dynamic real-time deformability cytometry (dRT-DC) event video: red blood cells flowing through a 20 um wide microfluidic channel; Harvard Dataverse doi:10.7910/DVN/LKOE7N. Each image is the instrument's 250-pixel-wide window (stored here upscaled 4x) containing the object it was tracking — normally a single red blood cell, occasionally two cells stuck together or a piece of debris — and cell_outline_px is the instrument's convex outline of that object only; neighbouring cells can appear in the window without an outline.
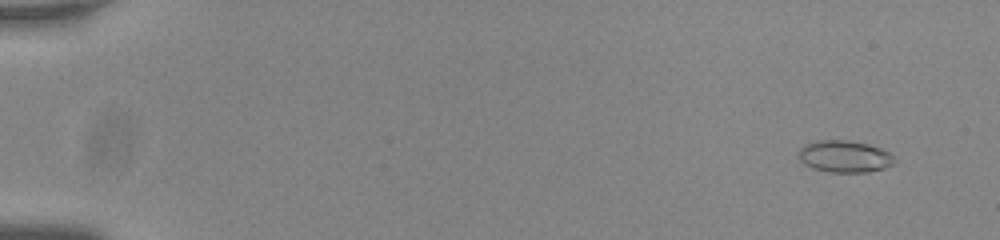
{"species": "common noctule bat (a hibernating species)", "species_latin": "Nyctalus noctula", "temperature_condition": "room temperature", "stored_images_in_passage": 14, "camera_frame_rate_fps": 3000, "um_per_image_px": 0.085, "animal": {"sex": "male", "body_mass_g": 20.0, "forearm_length_mm": 53.3}, "frame": {"image": 1, "passage_image": 5, "time_ms": 1.333, "image_size_px": [1000, 240], "cell_outline_px": [[896, 160], [892, 164], [884, 168], [868, 172], [828, 172], [812, 168], [804, 164], [800, 160], [800, 148], [816, 140], [848, 140], [868, 144], [880, 148], [888, 152]], "centroid_in_image_um": [71.79, 13.3], "position_along_channel_um": 13.2, "area_um2": 17.69}}